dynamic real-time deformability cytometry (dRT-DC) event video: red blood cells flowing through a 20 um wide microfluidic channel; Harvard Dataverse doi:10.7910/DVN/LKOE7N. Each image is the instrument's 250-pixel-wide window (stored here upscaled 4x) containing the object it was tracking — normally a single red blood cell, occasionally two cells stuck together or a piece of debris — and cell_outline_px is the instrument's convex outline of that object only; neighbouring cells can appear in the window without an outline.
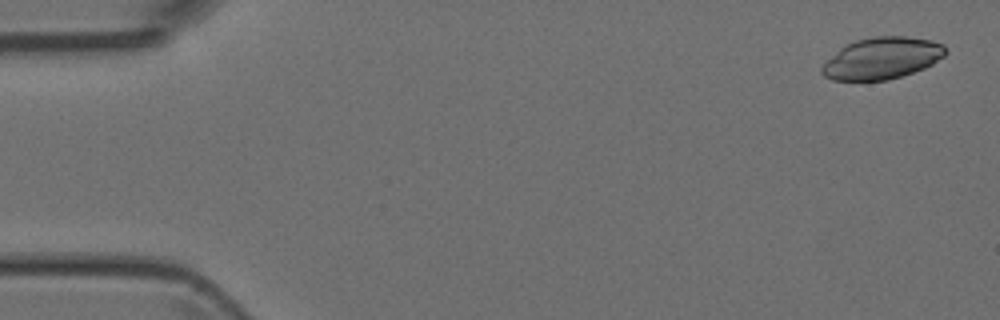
{"species": "Egyptian fruit bat (a non-hibernating species)", "species_latin": "Rousettus aegyptiacus", "temperature_condition": "room temperature", "stored_images_in_passage": 50, "camera_frame_rate_fps": 3000, "um_per_image_px": 0.085, "animal": {"sex": "female"}, "frame": {"image": 1, "passage_image": 2, "time_ms": 0.333, "image_size_px": [1000, 320], "cell_outline_px": [[948, 52], [944, 56], [932, 64], [924, 68], [888, 80], [832, 80], [824, 76], [820, 72], [820, 68], [840, 48], [856, 40], [872, 36], [908, 36], [932, 40], [944, 44]], "centroid_in_image_um": [75.0, 4.94], "position_along_channel_um": 10.0, "area_um2": 30.0}}
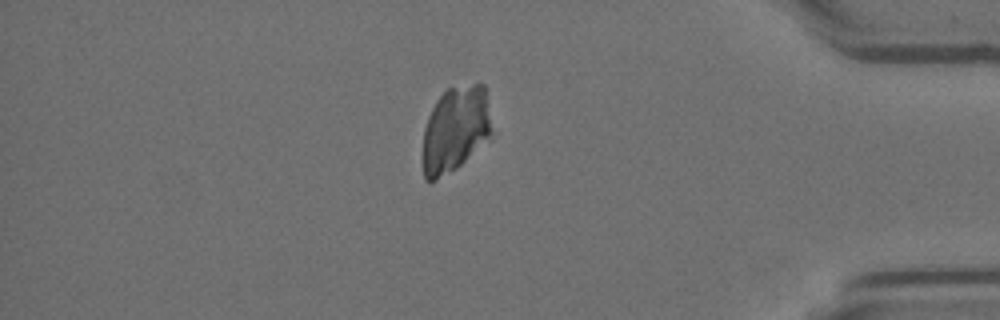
{"frame": {"image": 2, "passage_image": 43, "time_ms": 14.0, "image_size_px": [1000, 320], "cell_outline_px": [[492, 140], [456, 168], [436, 180], [424, 180], [424, 128], [428, 116], [436, 100], [448, 88], [472, 84], [484, 84]], "centroid_in_image_um": [38.72, 11.01], "position_along_channel_um": 396.5, "area_um2": 34.22}}
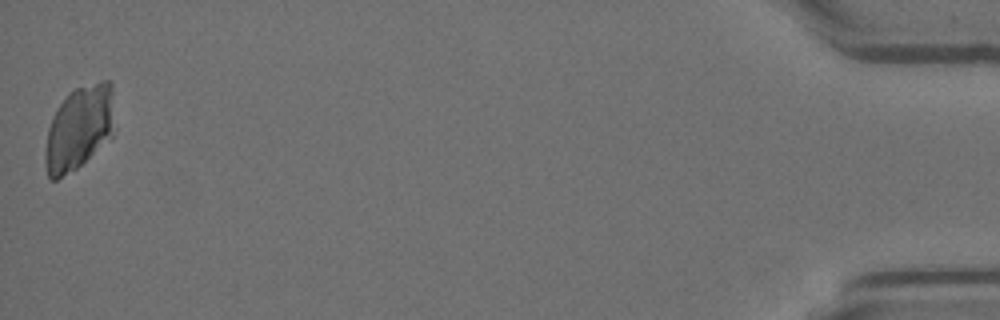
{"frame": {"image": 3, "passage_image": 50, "time_ms": 16.333, "image_size_px": [1000, 320], "cell_outline_px": [[116, 128], [112, 136], [76, 168], [56, 180], [52, 180], [48, 176], [44, 160], [44, 156], [48, 128], [52, 116], [68, 92], [76, 88], [100, 80], [108, 80], [112, 84]], "centroid_in_image_um": [6.75, 10.83], "position_along_channel_um": 428.4, "area_um2": 34.22}}